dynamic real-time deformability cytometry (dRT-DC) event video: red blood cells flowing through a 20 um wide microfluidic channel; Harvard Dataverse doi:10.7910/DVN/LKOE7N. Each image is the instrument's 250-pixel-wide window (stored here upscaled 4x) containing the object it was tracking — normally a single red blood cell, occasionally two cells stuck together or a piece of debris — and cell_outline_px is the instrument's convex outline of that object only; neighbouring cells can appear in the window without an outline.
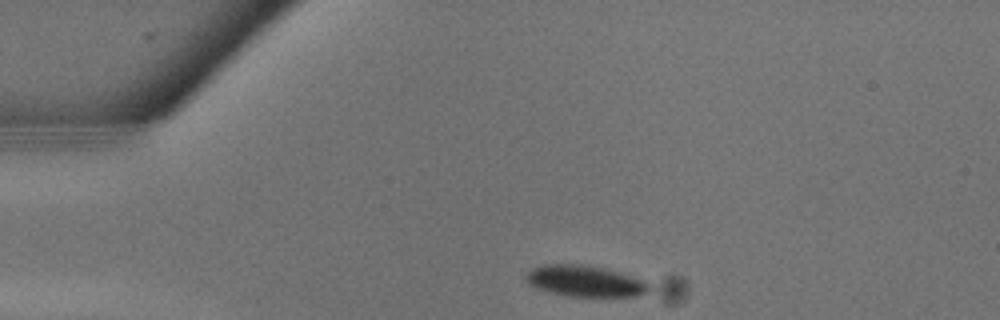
{"species": "common noctule bat (a hibernating species)", "species_latin": "Nyctalus noctula", "temperature_condition": "warm", "stored_images_in_passage": 7, "camera_frame_rate_fps": 3000, "um_per_image_px": 0.085, "animal": {"sex": "male", "body_mass_g": 13.3}, "frame": {"image": 1, "passage_image": 1, "time_ms": 0.0, "image_size_px": [1000, 320], "cell_outline_px": [[648, 292], [636, 296], [568, 296], [532, 288], [524, 280], [524, 276], [532, 268], [544, 264], [588, 264], [620, 272], [648, 280]], "centroid_in_image_um": [49.69, 23.88], "position_along_channel_um": 35.3, "area_um2": 22.77}}
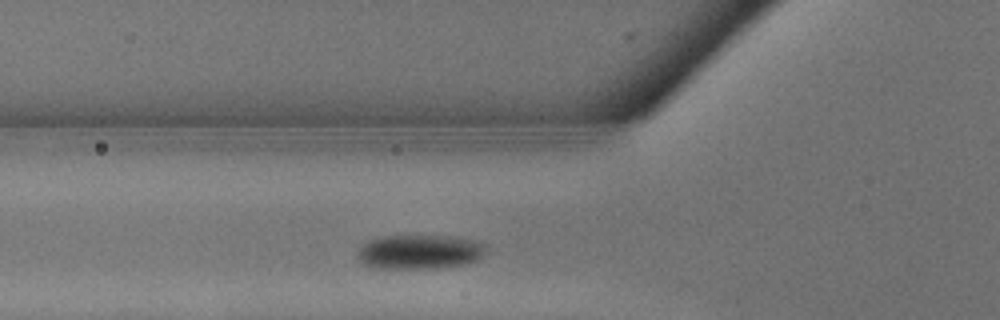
{"frame": {"image": 2, "passage_image": 5, "time_ms": 1.333, "image_size_px": [1000, 320], "cell_outline_px": [[484, 252], [476, 260], [468, 264], [428, 268], [376, 268], [364, 264], [356, 256], [360, 248], [368, 240], [384, 236], [448, 236], [472, 240], [484, 244]], "centroid_in_image_um": [35.62, 21.41], "position_along_channel_um": 90.2, "area_um2": 25.32}}
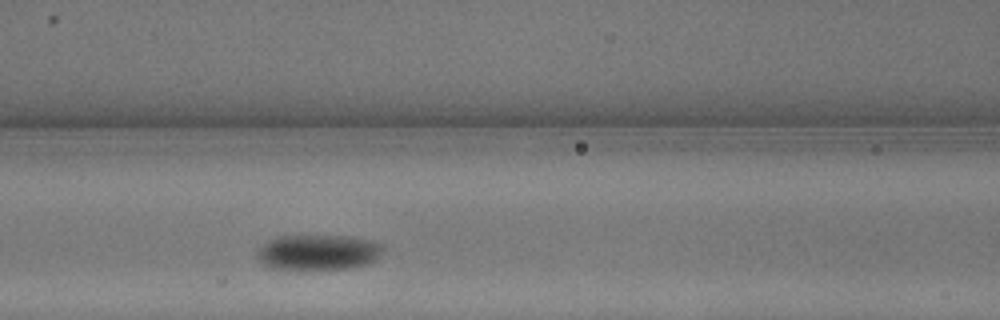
{"frame": {"image": 3, "passage_image": 7, "time_ms": 2.0, "image_size_px": [1000, 320], "cell_outline_px": [[384, 248], [376, 260], [368, 264], [344, 268], [272, 268], [264, 264], [260, 260], [256, 252], [268, 240], [276, 236], [352, 236], [372, 240], [384, 244]], "centroid_in_image_um": [27.1, 21.41], "position_along_channel_um": 139.5, "area_um2": 25.66}}